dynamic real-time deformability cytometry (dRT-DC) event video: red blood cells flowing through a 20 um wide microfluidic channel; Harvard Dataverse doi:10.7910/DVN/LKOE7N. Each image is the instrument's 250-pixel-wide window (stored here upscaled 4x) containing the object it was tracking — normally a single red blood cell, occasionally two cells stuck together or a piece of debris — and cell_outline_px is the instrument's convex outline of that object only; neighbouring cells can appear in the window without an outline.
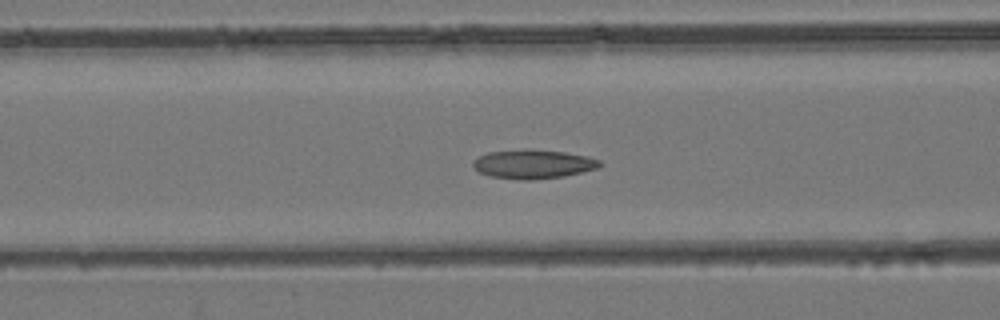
{"species": "common noctule bat (a hibernating species)", "species_latin": "Nyctalus noctula", "temperature_condition": "room temperature", "stored_images_in_passage": 48, "camera_frame_rate_fps": 3000, "um_per_image_px": 0.085, "animal": {"sex": "female", "body_mass_g": 24.6, "forearm_length_mm": 56.2}, "frame": {"image": 1, "passage_image": 19, "time_ms": 6.0, "image_size_px": [1000, 320], "cell_outline_px": [[600, 164], [596, 168], [564, 176], [532, 180], [520, 180], [492, 176], [480, 172], [472, 164], [480, 156], [488, 152], [564, 152], [584, 156], [600, 160]], "centroid_in_image_um": [45.33, 14.0], "position_along_channel_um": 121.3, "area_um2": 20.0}}
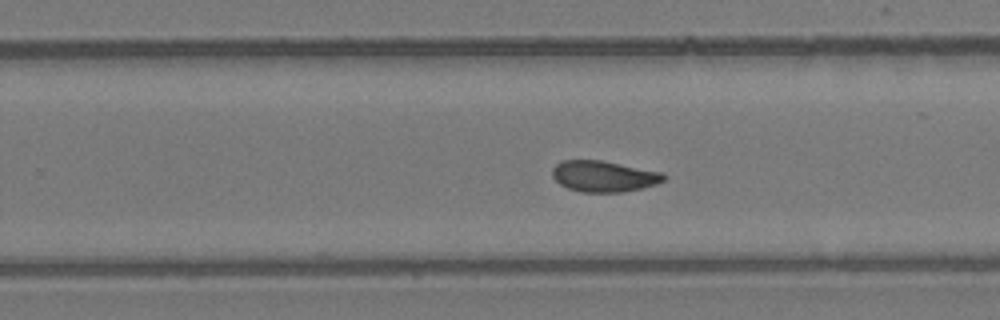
{"frame": {"image": 2, "passage_image": 30, "time_ms": 9.667, "image_size_px": [1000, 320], "cell_outline_px": [[664, 180], [656, 184], [624, 192], [580, 192], [568, 188], [560, 184], [552, 176], [552, 168], [560, 160], [600, 160], [660, 172], [664, 176]], "centroid_in_image_um": [51.26, 14.98], "position_along_channel_um": 278.5, "area_um2": 19.94}}
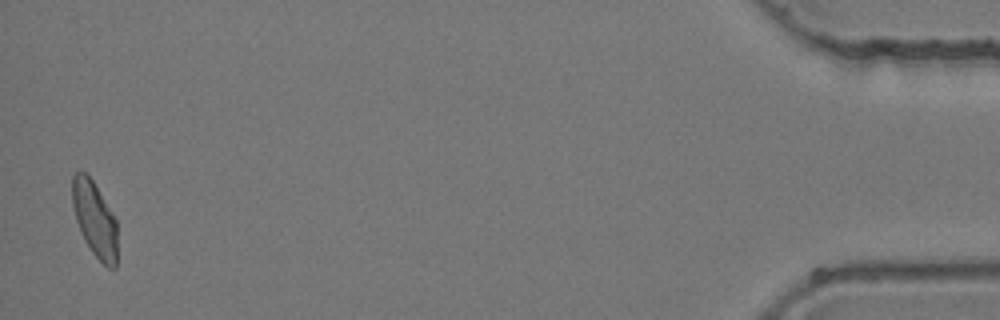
{"frame": {"image": 3, "passage_image": 47, "time_ms": 15.333, "image_size_px": [1000, 320], "cell_outline_px": [[116, 268], [108, 268], [92, 252], [84, 240], [76, 220], [72, 204], [72, 176], [76, 172], [84, 172], [92, 180], [116, 220]], "centroid_in_image_um": [8.03, 18.64], "position_along_channel_um": 427.2, "area_um2": 19.36}}